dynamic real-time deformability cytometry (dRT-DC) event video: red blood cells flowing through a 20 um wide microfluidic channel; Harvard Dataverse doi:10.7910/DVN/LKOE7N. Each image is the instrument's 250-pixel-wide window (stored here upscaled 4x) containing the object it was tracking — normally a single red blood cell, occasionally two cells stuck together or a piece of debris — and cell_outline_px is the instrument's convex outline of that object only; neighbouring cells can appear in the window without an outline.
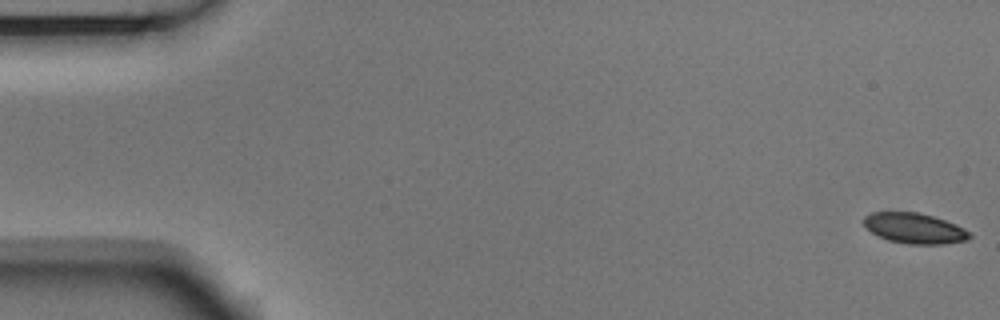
{"species": "Egyptian fruit bat (a non-hibernating species)", "species_latin": "Rousettus aegyptiacus", "temperature_condition": "room temperature", "stored_images_in_passage": 5, "camera_frame_rate_fps": 3000, "um_per_image_px": 0.085, "animal": {"sex": "male"}, "frame": {"image": 1, "passage_image": 1, "time_ms": 0.0, "image_size_px": [1000, 320], "cell_outline_px": [[972, 236], [968, 240], [944, 244], [908, 244], [888, 240], [872, 232], [860, 220], [864, 216], [872, 212], [916, 212], [932, 216], [956, 224], [964, 228]], "centroid_in_image_um": [77.72, 19.4], "position_along_channel_um": 7.3, "area_um2": 18.73}}
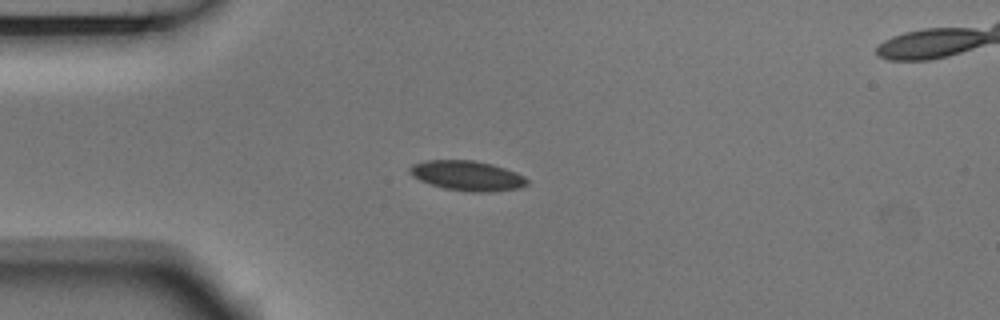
{"frame": {"image": 2, "passage_image": 4, "time_ms": 1.0, "image_size_px": [1000, 320], "cell_outline_px": [[528, 184], [520, 188], [492, 192], [468, 192], [444, 188], [420, 180], [412, 176], [408, 172], [408, 168], [412, 164], [424, 160], [472, 160], [492, 164], [516, 172], [524, 176], [528, 180]], "centroid_in_image_um": [39.71, 14.93], "position_along_channel_um": 45.3, "area_um2": 20.58}}
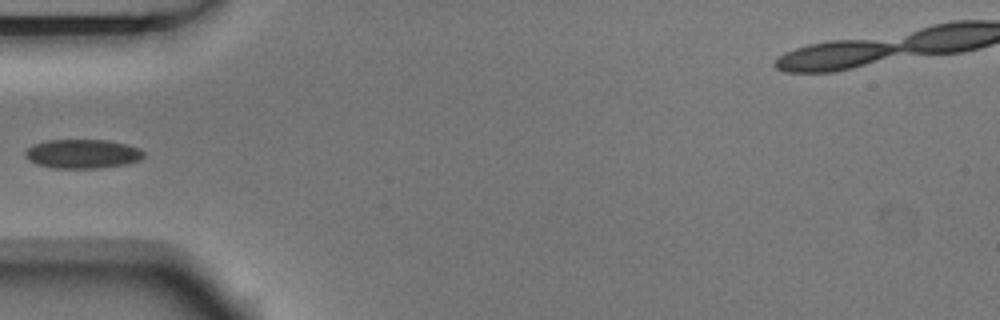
{"frame": {"image": 3, "passage_image": 5, "time_ms": 1.333, "image_size_px": [1000, 320], "cell_outline_px": [[144, 156], [140, 160], [124, 164], [100, 168], [52, 168], [36, 164], [28, 160], [24, 156], [24, 152], [32, 144], [44, 140], [108, 140], [140, 148], [144, 152]], "centroid_in_image_um": [6.97, 13.07], "position_along_channel_um": 78.0, "area_um2": 20.23}}